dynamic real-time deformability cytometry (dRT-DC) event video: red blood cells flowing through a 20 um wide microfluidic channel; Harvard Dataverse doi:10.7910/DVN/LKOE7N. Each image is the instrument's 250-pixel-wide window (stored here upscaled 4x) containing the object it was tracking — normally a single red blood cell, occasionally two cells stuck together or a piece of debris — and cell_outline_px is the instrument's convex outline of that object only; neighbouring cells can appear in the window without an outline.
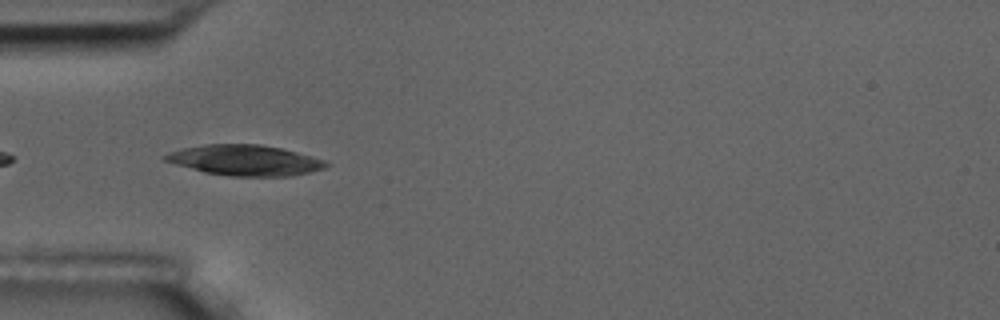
{"species": "common noctule bat (a hibernating species)", "species_latin": "Nyctalus noctula", "temperature_condition": "room temperature", "stored_images_in_passage": 5, "camera_frame_rate_fps": 3000, "um_per_image_px": 0.085, "animal": {"sex": "male", "body_mass_g": 17.5, "forearm_length_mm": 52.3}, "frame": {"image": 1, "passage_image": 4, "time_ms": 3.333, "image_size_px": [1000, 320], "cell_outline_px": [[328, 164], [324, 168], [308, 172], [288, 176], [232, 176], [204, 172], [176, 164], [164, 160], [160, 156], [168, 152], [184, 148], [204, 144], [260, 144], [280, 148], [296, 152], [324, 160]], "centroid_in_image_um": [20.77, 13.61], "position_along_channel_um": 64.2, "area_um2": 28.32}}